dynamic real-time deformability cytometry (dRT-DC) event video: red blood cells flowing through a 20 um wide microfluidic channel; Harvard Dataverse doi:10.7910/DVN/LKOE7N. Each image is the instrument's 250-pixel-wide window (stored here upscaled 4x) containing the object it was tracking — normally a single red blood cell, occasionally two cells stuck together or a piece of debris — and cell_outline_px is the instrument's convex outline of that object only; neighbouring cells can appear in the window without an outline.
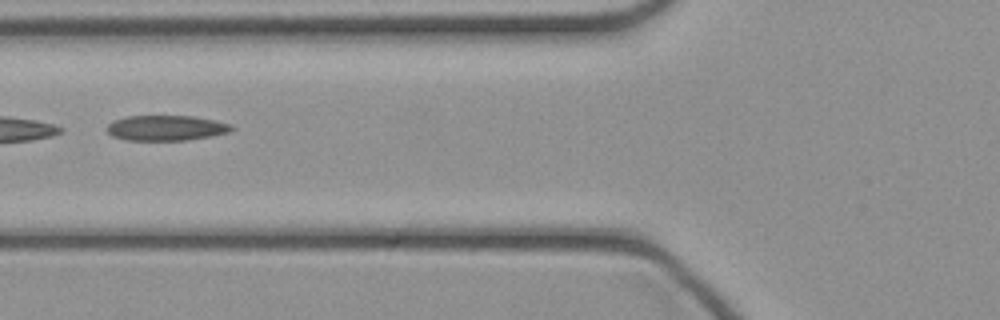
{"species": "common noctule bat (a hibernating species)", "species_latin": "Nyctalus noctula", "temperature_condition": "cold", "stored_images_in_passage": 32, "camera_frame_rate_fps": 3000, "um_per_image_px": 0.085, "animal": {"sex": "female", "body_mass_g": 21.9}, "frame": {"image": 1, "passage_image": 5, "time_ms": 1.333, "image_size_px": [1000, 320], "cell_outline_px": [[236, 128], [232, 132], [212, 136], [188, 140], [124, 140], [112, 136], [108, 132], [108, 124], [112, 120], [128, 116], [192, 116], [216, 120], [232, 124]], "centroid_in_image_um": [14.18, 10.88], "position_along_channel_um": 111.6, "area_um2": 18.61}}